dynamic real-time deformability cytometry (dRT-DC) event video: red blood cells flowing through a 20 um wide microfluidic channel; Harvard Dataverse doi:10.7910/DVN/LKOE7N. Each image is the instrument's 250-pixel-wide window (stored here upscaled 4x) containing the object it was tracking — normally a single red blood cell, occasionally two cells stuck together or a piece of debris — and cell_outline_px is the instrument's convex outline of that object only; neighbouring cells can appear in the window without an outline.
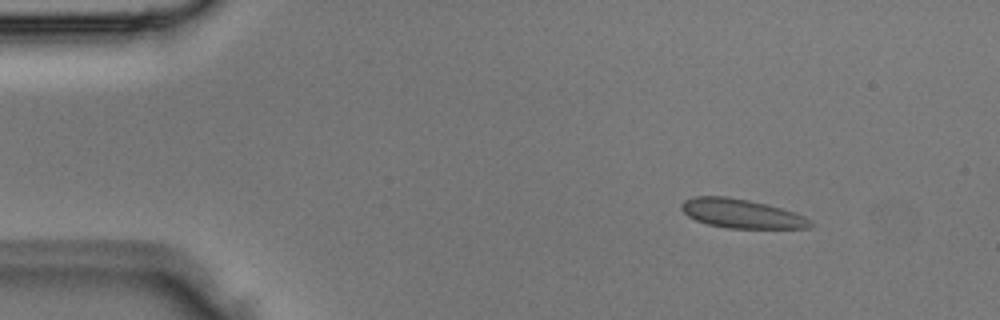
{"species": "Egyptian fruit bat (a non-hibernating species)", "species_latin": "Rousettus aegyptiacus", "temperature_condition": "room temperature", "stored_images_in_passage": 4, "segment_of_instrument_passage": [2, 2], "camera_frame_rate_fps": 3000, "um_per_image_px": 0.085, "animal": {"sex": "male"}, "frame": {"image": 1, "passage_image": 4, "time_ms": 1.0, "image_size_px": [1000, 320], "cell_outline_px": [[812, 224], [808, 228], [728, 228], [708, 224], [696, 220], [688, 216], [680, 208], [680, 204], [684, 200], [696, 196], [728, 196], [748, 200], [796, 212], [804, 216]], "centroid_in_image_um": [62.98, 18.15], "position_along_channel_um": 22.0, "area_um2": 21.62}}